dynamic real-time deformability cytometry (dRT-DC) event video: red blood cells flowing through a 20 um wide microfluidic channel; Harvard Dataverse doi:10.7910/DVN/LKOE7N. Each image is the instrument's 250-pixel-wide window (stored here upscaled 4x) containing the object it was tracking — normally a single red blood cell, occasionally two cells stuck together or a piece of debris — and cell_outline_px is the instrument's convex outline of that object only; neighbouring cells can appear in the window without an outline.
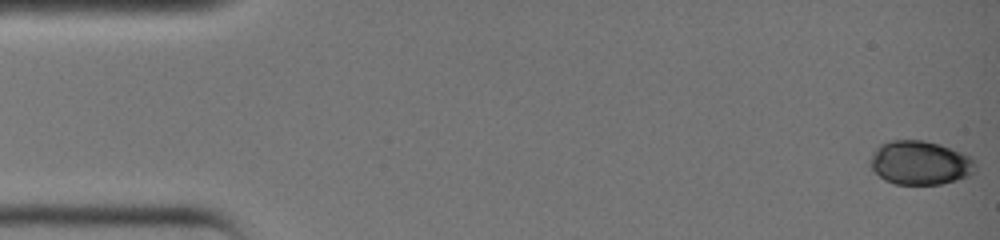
{"species": "common noctule bat (a hibernating species)", "species_latin": "Nyctalus noctula", "temperature_condition": "warm", "stored_images_in_passage": 38, "camera_frame_rate_fps": 3000, "um_per_image_px": 0.085, "animal": {"sex": "female", "body_mass_g": 19.0, "forearm_length_mm": 51.5}, "frame": {"image": 1, "passage_image": 1, "time_ms": 0.0, "image_size_px": [1000, 240], "cell_outline_px": [[976, 168], [972, 176], [940, 184], [896, 184], [884, 180], [872, 168], [872, 152], [880, 144], [896, 140], [920, 140], [936, 144], [960, 152], [968, 156], [972, 160]], "centroid_in_image_um": [78.21, 13.86], "position_along_channel_um": 6.8, "area_um2": 26.41}}
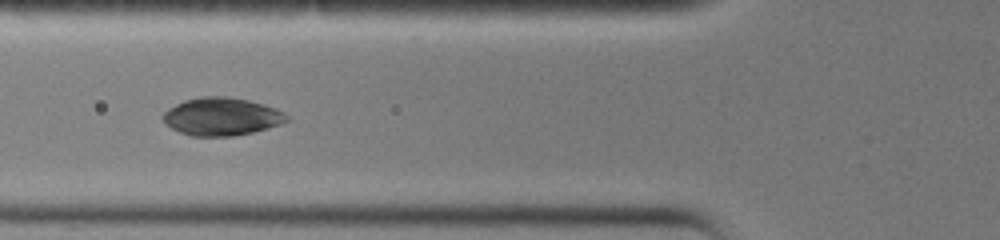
{"frame": {"image": 2, "passage_image": 15, "time_ms": 4.667, "image_size_px": [1000, 240], "cell_outline_px": [[292, 120], [268, 128], [252, 132], [232, 136], [192, 136], [180, 132], [164, 124], [160, 116], [168, 108], [184, 100], [200, 96], [228, 96], [248, 100], [264, 104], [284, 112]], "centroid_in_image_um": [18.82, 9.9], "position_along_channel_um": 107.0, "area_um2": 27.57}}
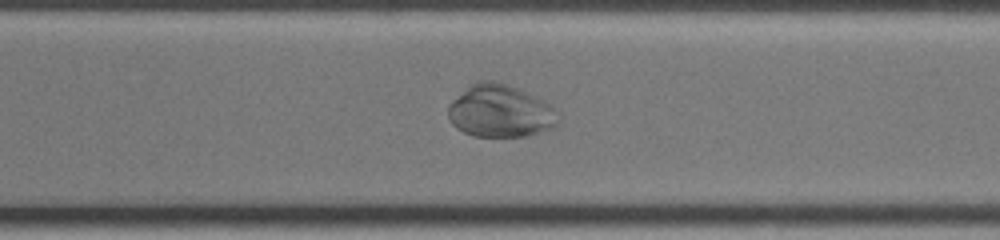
{"frame": {"image": 3, "passage_image": 28, "time_ms": 9.0, "image_size_px": [1000, 240], "cell_outline_px": [[560, 120], [556, 128], [528, 136], [472, 136], [456, 128], [452, 124], [448, 116], [448, 104], [468, 84], [480, 80], [492, 80], [508, 84], [536, 96], [556, 108]], "centroid_in_image_um": [42.54, 9.44], "position_along_channel_um": 328.1, "area_um2": 34.33}}